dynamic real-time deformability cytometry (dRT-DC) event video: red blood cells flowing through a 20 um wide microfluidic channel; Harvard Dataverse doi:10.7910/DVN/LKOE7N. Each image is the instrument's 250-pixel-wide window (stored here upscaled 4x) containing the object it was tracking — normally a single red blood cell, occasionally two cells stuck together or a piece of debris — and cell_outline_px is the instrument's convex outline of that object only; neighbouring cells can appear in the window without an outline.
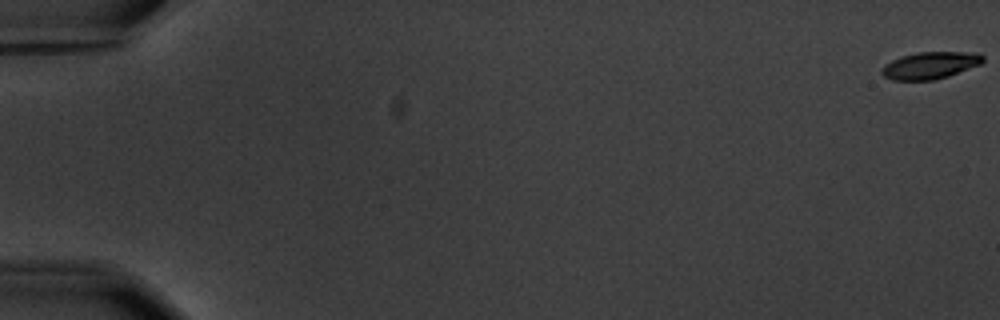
{"species": "common noctule bat (a hibernating species)", "species_latin": "Nyctalus noctula", "temperature_condition": "warm", "stored_images_in_passage": 16, "camera_frame_rate_fps": 3000, "um_per_image_px": 0.085, "animal": {"sex": "male", "body_mass_g": 20.1, "forearm_length_mm": 53.5}, "frame": {"image": 1, "passage_image": 1, "time_ms": 0.0, "image_size_px": [1000, 320], "cell_outline_px": [[984, 60], [980, 64], [948, 76], [932, 80], [892, 80], [884, 76], [880, 72], [880, 68], [884, 64], [900, 56], [916, 52], [980, 52], [984, 56]], "centroid_in_image_um": [79.04, 5.54], "position_along_channel_um": 6.0, "area_um2": 16.07}}
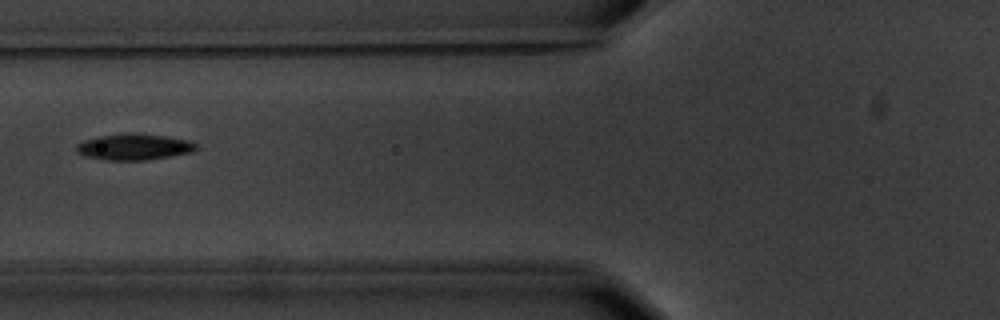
{"frame": {"image": 2, "passage_image": 7, "time_ms": 8.0, "image_size_px": [1000, 320], "cell_outline_px": [[196, 148], [192, 152], [148, 160], [104, 160], [84, 156], [76, 152], [76, 144], [84, 140], [96, 136], [124, 132], [132, 132], [164, 136], [188, 140], [196, 144]], "centroid_in_image_um": [11.33, 12.47], "position_along_channel_um": 114.5, "area_um2": 18.5}}
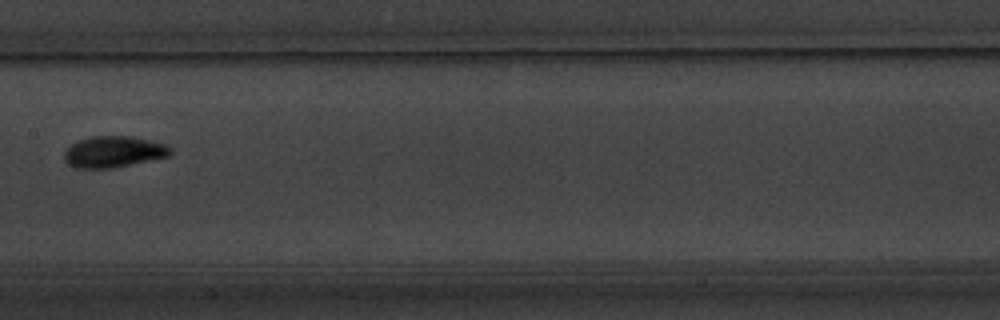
{"frame": {"image": 3, "passage_image": 9, "time_ms": 10.333, "image_size_px": [1000, 320], "cell_outline_px": [[172, 152], [168, 156], [112, 168], [76, 168], [68, 164], [64, 160], [64, 152], [72, 144], [80, 140], [92, 136], [128, 136], [168, 144], [172, 148]], "centroid_in_image_um": [9.66, 12.9], "position_along_channel_um": 197.7, "area_um2": 19.19}, "authors_computed_cell_mechanics": {"area_um2": 17.5423, "velocity_mm_per_s": 3.5605, "shape_relaxation_time_tau1_ms": 2.1668, "shape_relaxation_time_tau2_ms": 1.6039, "deformation_change_tau1": 0.1015, "deformation_change_tau2": 0.0428}}